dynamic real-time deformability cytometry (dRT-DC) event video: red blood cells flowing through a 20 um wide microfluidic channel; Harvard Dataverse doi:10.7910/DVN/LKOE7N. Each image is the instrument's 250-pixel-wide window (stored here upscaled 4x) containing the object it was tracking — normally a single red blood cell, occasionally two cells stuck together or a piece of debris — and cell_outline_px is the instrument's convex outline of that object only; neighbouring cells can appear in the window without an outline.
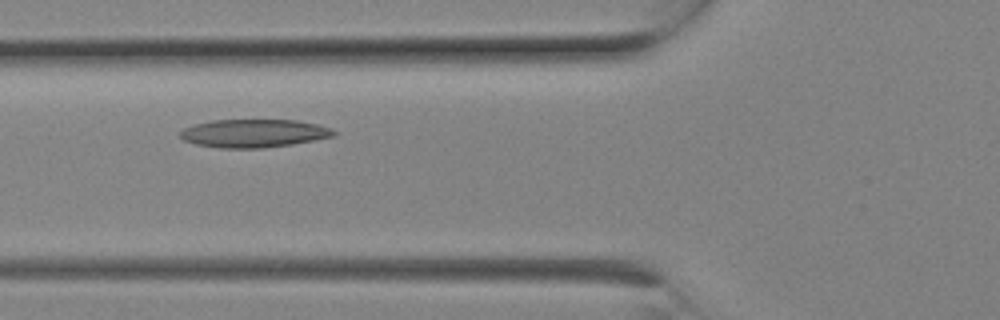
{"species": "Egyptian fruit bat (a non-hibernating species)", "species_latin": "Rousettus aegyptiacus", "temperature_condition": "room temperature", "stored_images_in_passage": 7, "camera_frame_rate_fps": 3000, "um_per_image_px": 0.085, "animal": {"sex": "female"}, "frame": {"image": 1, "passage_image": 6, "time_ms": 1.667, "image_size_px": [1000, 320], "cell_outline_px": [[336, 136], [292, 144], [264, 148], [220, 148], [196, 144], [184, 140], [180, 136], [180, 132], [184, 128], [196, 124], [212, 120], [296, 120], [316, 124], [332, 128], [336, 132]], "centroid_in_image_um": [21.6, 11.33], "position_along_channel_um": 104.2, "area_um2": 25.14}}
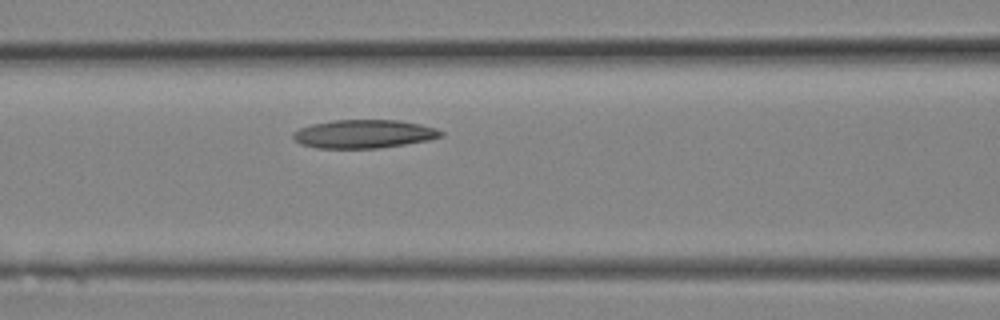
{"frame": {"image": 2, "passage_image": 7, "time_ms": 2.0, "image_size_px": [1000, 320], "cell_outline_px": [[444, 136], [428, 140], [404, 144], [376, 148], [316, 148], [300, 144], [292, 136], [292, 132], [300, 128], [312, 124], [332, 120], [400, 120], [420, 124], [436, 128], [444, 132]], "centroid_in_image_um": [30.93, 11.38], "position_along_channel_um": 135.7, "area_um2": 24.51}}